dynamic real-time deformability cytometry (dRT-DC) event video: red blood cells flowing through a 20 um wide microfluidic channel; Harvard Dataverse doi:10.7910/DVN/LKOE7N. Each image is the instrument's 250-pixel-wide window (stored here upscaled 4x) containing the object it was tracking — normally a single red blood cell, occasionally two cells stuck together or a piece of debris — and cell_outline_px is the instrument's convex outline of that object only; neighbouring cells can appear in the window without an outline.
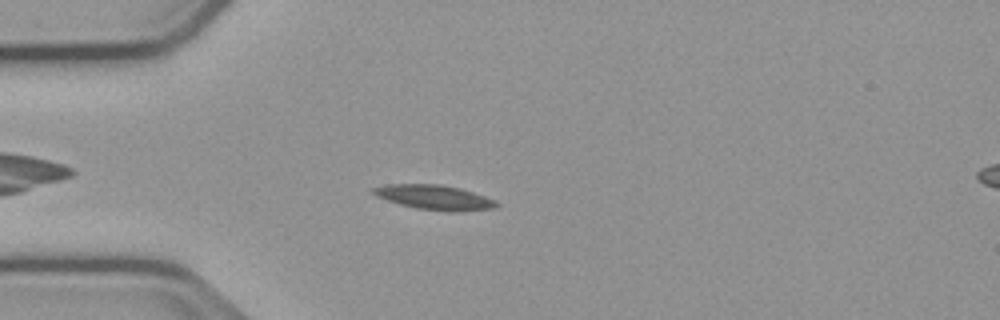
{"species": "common noctule bat (a hibernating species)", "species_latin": "Nyctalus noctula", "temperature_condition": "cold", "stored_images_in_passage": 48, "camera_frame_rate_fps": 3000, "um_per_image_px": 0.085, "animal": {"sex": "male", "body_mass_g": 23.1, "forearm_length_mm": 52.7}, "frame": {"image": 1, "passage_image": 8, "time_ms": 2.333, "image_size_px": [1000, 320], "cell_outline_px": [[500, 204], [496, 208], [452, 212], [416, 208], [400, 204], [376, 196], [372, 192], [372, 188], [388, 184], [440, 184], [460, 188], [484, 196]], "centroid_in_image_um": [36.92, 16.77], "position_along_channel_um": 48.1, "area_um2": 17.51}}
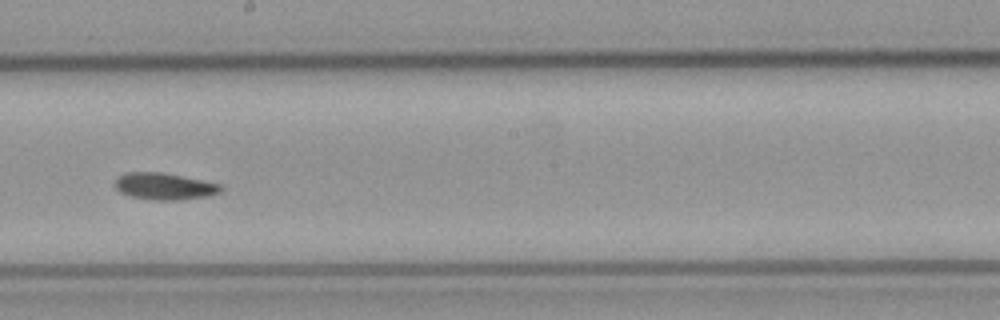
{"frame": {"image": 2, "passage_image": 24, "time_ms": 7.667, "image_size_px": [1000, 320], "cell_outline_px": [[224, 188], [220, 192], [208, 196], [180, 200], [156, 200], [132, 196], [120, 192], [116, 188], [116, 180], [120, 176], [128, 172], [160, 172], [220, 184]], "centroid_in_image_um": [14.0, 15.84], "position_along_channel_um": 234.2, "area_um2": 16.18}}
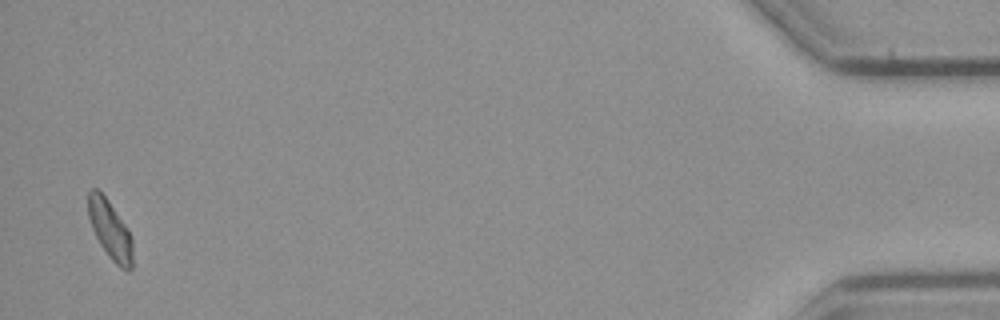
{"frame": {"image": 3, "passage_image": 47, "time_ms": 15.333, "image_size_px": [1000, 320], "cell_outline_px": [[132, 268], [128, 272], [120, 268], [112, 260], [100, 244], [92, 228], [88, 216], [88, 192], [92, 188], [96, 188], [104, 196], [128, 228], [132, 240]], "centroid_in_image_um": [9.36, 19.56], "position_along_channel_um": 425.8, "area_um2": 15.03}, "authors_computed_cell_mechanics": {"area_um2": 16.0395, "velocity_mm_per_s": 3.74, "shape_relaxation_time_tau1_ms": 6.0083, "shape_relaxation_time_tau2_ms": null, "deformation_change_tau1": 0.1253, "deformation_change_tau2": null}}